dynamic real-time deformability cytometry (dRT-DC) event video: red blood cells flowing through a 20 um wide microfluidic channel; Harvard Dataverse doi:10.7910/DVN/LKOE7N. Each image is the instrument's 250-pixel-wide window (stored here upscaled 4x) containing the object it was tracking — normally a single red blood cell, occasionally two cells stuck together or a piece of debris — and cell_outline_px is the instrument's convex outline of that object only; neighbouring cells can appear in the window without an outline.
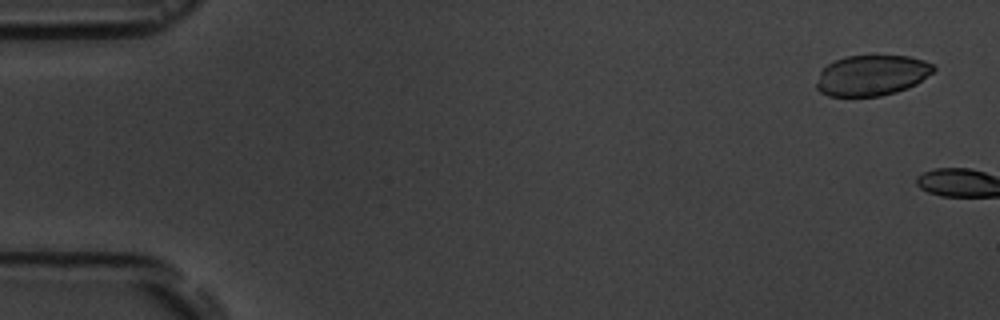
{"species": "common noctule bat (a hibernating species)", "species_latin": "Nyctalus noctula", "temperature_condition": "room temperature", "stored_images_in_passage": 2, "camera_frame_rate_fps": 3000, "um_per_image_px": 0.085, "animal": {"sex": "male", "body_mass_g": 19.5, "forearm_length_mm": 54.6}, "frame": {"image": 1, "passage_image": 1, "time_ms": 0.0, "image_size_px": [1000, 320], "cell_outline_px": [[936, 68], [932, 72], [916, 84], [908, 88], [896, 92], [880, 96], [828, 96], [820, 92], [816, 88], [816, 84], [820, 72], [828, 64], [844, 56], [908, 56], [924, 60], [932, 64]], "centroid_in_image_um": [74.09, 6.41], "position_along_channel_um": 10.9, "area_um2": 27.57}}